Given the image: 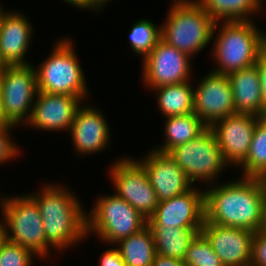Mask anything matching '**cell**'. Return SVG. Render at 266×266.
<instances>
[{"instance_id":"obj_9","label":"cell","mask_w":266,"mask_h":266,"mask_svg":"<svg viewBox=\"0 0 266 266\" xmlns=\"http://www.w3.org/2000/svg\"><path fill=\"white\" fill-rule=\"evenodd\" d=\"M115 160L107 171L114 192L148 220L159 201L144 166L128 155Z\"/></svg>"},{"instance_id":"obj_2","label":"cell","mask_w":266,"mask_h":266,"mask_svg":"<svg viewBox=\"0 0 266 266\" xmlns=\"http://www.w3.org/2000/svg\"><path fill=\"white\" fill-rule=\"evenodd\" d=\"M64 185L44 182L38 191L27 192L38 204L46 241L58 254L82 244L83 239L88 238L87 211L83 201L68 184Z\"/></svg>"},{"instance_id":"obj_3","label":"cell","mask_w":266,"mask_h":266,"mask_svg":"<svg viewBox=\"0 0 266 266\" xmlns=\"http://www.w3.org/2000/svg\"><path fill=\"white\" fill-rule=\"evenodd\" d=\"M261 29L254 20L215 22L210 49L215 64L210 70L229 75L254 66L266 47V30Z\"/></svg>"},{"instance_id":"obj_11","label":"cell","mask_w":266,"mask_h":266,"mask_svg":"<svg viewBox=\"0 0 266 266\" xmlns=\"http://www.w3.org/2000/svg\"><path fill=\"white\" fill-rule=\"evenodd\" d=\"M191 57L160 39L141 62L144 88L152 90L172 84L193 81ZM192 76V77H191Z\"/></svg>"},{"instance_id":"obj_26","label":"cell","mask_w":266,"mask_h":266,"mask_svg":"<svg viewBox=\"0 0 266 266\" xmlns=\"http://www.w3.org/2000/svg\"><path fill=\"white\" fill-rule=\"evenodd\" d=\"M266 168V116L259 117L246 160L237 168L242 177L257 178ZM242 170V171H241Z\"/></svg>"},{"instance_id":"obj_27","label":"cell","mask_w":266,"mask_h":266,"mask_svg":"<svg viewBox=\"0 0 266 266\" xmlns=\"http://www.w3.org/2000/svg\"><path fill=\"white\" fill-rule=\"evenodd\" d=\"M128 42L131 52L140 56L141 60L147 56L161 39V25L157 26L150 19H138L132 24Z\"/></svg>"},{"instance_id":"obj_15","label":"cell","mask_w":266,"mask_h":266,"mask_svg":"<svg viewBox=\"0 0 266 266\" xmlns=\"http://www.w3.org/2000/svg\"><path fill=\"white\" fill-rule=\"evenodd\" d=\"M86 103L81 97L51 94L38 91L34 100L30 120L25 127L47 131L69 133L77 110Z\"/></svg>"},{"instance_id":"obj_20","label":"cell","mask_w":266,"mask_h":266,"mask_svg":"<svg viewBox=\"0 0 266 266\" xmlns=\"http://www.w3.org/2000/svg\"><path fill=\"white\" fill-rule=\"evenodd\" d=\"M232 88L235 112L262 116V90L256 65L227 75Z\"/></svg>"},{"instance_id":"obj_30","label":"cell","mask_w":266,"mask_h":266,"mask_svg":"<svg viewBox=\"0 0 266 266\" xmlns=\"http://www.w3.org/2000/svg\"><path fill=\"white\" fill-rule=\"evenodd\" d=\"M17 128L19 127L13 124L0 126V166L22 155L20 153H22L23 149L21 148L23 147H19V144L11 136Z\"/></svg>"},{"instance_id":"obj_18","label":"cell","mask_w":266,"mask_h":266,"mask_svg":"<svg viewBox=\"0 0 266 266\" xmlns=\"http://www.w3.org/2000/svg\"><path fill=\"white\" fill-rule=\"evenodd\" d=\"M27 14L3 9L0 16V53L8 66L30 65L27 58L30 49L34 26L27 18ZM26 55V56H25Z\"/></svg>"},{"instance_id":"obj_7","label":"cell","mask_w":266,"mask_h":266,"mask_svg":"<svg viewBox=\"0 0 266 266\" xmlns=\"http://www.w3.org/2000/svg\"><path fill=\"white\" fill-rule=\"evenodd\" d=\"M99 195L87 216V236L99 238L109 246L147 226V219L115 192Z\"/></svg>"},{"instance_id":"obj_4","label":"cell","mask_w":266,"mask_h":266,"mask_svg":"<svg viewBox=\"0 0 266 266\" xmlns=\"http://www.w3.org/2000/svg\"><path fill=\"white\" fill-rule=\"evenodd\" d=\"M55 42L49 55L34 66L38 91L71 95L81 97L85 102L90 101L88 80L75 51V42L68 36Z\"/></svg>"},{"instance_id":"obj_40","label":"cell","mask_w":266,"mask_h":266,"mask_svg":"<svg viewBox=\"0 0 266 266\" xmlns=\"http://www.w3.org/2000/svg\"><path fill=\"white\" fill-rule=\"evenodd\" d=\"M8 65L7 63L3 60V57L0 53V78L2 76V74L4 73V71L7 69Z\"/></svg>"},{"instance_id":"obj_14","label":"cell","mask_w":266,"mask_h":266,"mask_svg":"<svg viewBox=\"0 0 266 266\" xmlns=\"http://www.w3.org/2000/svg\"><path fill=\"white\" fill-rule=\"evenodd\" d=\"M199 188L193 186L183 194L159 202L147 225L202 228L205 220L204 189Z\"/></svg>"},{"instance_id":"obj_31","label":"cell","mask_w":266,"mask_h":266,"mask_svg":"<svg viewBox=\"0 0 266 266\" xmlns=\"http://www.w3.org/2000/svg\"><path fill=\"white\" fill-rule=\"evenodd\" d=\"M250 266H266V228L254 232L251 242Z\"/></svg>"},{"instance_id":"obj_24","label":"cell","mask_w":266,"mask_h":266,"mask_svg":"<svg viewBox=\"0 0 266 266\" xmlns=\"http://www.w3.org/2000/svg\"><path fill=\"white\" fill-rule=\"evenodd\" d=\"M127 266H152L156 255L154 237L147 225L114 245Z\"/></svg>"},{"instance_id":"obj_42","label":"cell","mask_w":266,"mask_h":266,"mask_svg":"<svg viewBox=\"0 0 266 266\" xmlns=\"http://www.w3.org/2000/svg\"><path fill=\"white\" fill-rule=\"evenodd\" d=\"M3 6L2 5H0V16H1V13L3 12Z\"/></svg>"},{"instance_id":"obj_37","label":"cell","mask_w":266,"mask_h":266,"mask_svg":"<svg viewBox=\"0 0 266 266\" xmlns=\"http://www.w3.org/2000/svg\"><path fill=\"white\" fill-rule=\"evenodd\" d=\"M7 125H12V124L7 120V118L4 114L1 92H0V126H7Z\"/></svg>"},{"instance_id":"obj_34","label":"cell","mask_w":266,"mask_h":266,"mask_svg":"<svg viewBox=\"0 0 266 266\" xmlns=\"http://www.w3.org/2000/svg\"><path fill=\"white\" fill-rule=\"evenodd\" d=\"M152 266H187L184 261L156 253Z\"/></svg>"},{"instance_id":"obj_16","label":"cell","mask_w":266,"mask_h":266,"mask_svg":"<svg viewBox=\"0 0 266 266\" xmlns=\"http://www.w3.org/2000/svg\"><path fill=\"white\" fill-rule=\"evenodd\" d=\"M258 119L252 115L235 113L210 127L230 167L237 168L246 160Z\"/></svg>"},{"instance_id":"obj_32","label":"cell","mask_w":266,"mask_h":266,"mask_svg":"<svg viewBox=\"0 0 266 266\" xmlns=\"http://www.w3.org/2000/svg\"><path fill=\"white\" fill-rule=\"evenodd\" d=\"M255 65L259 73L262 90V116H266V47L259 53Z\"/></svg>"},{"instance_id":"obj_33","label":"cell","mask_w":266,"mask_h":266,"mask_svg":"<svg viewBox=\"0 0 266 266\" xmlns=\"http://www.w3.org/2000/svg\"><path fill=\"white\" fill-rule=\"evenodd\" d=\"M98 262V266H127L114 245H111L110 248L102 252Z\"/></svg>"},{"instance_id":"obj_38","label":"cell","mask_w":266,"mask_h":266,"mask_svg":"<svg viewBox=\"0 0 266 266\" xmlns=\"http://www.w3.org/2000/svg\"><path fill=\"white\" fill-rule=\"evenodd\" d=\"M6 241V229L3 217H0V247Z\"/></svg>"},{"instance_id":"obj_17","label":"cell","mask_w":266,"mask_h":266,"mask_svg":"<svg viewBox=\"0 0 266 266\" xmlns=\"http://www.w3.org/2000/svg\"><path fill=\"white\" fill-rule=\"evenodd\" d=\"M140 158L137 160L144 166L159 202L183 194L194 186L186 173L166 153L151 147Z\"/></svg>"},{"instance_id":"obj_8","label":"cell","mask_w":266,"mask_h":266,"mask_svg":"<svg viewBox=\"0 0 266 266\" xmlns=\"http://www.w3.org/2000/svg\"><path fill=\"white\" fill-rule=\"evenodd\" d=\"M166 154L186 173L194 186L199 182L205 186L215 184L219 182L221 173H226V168H230L210 127L194 140L173 147Z\"/></svg>"},{"instance_id":"obj_28","label":"cell","mask_w":266,"mask_h":266,"mask_svg":"<svg viewBox=\"0 0 266 266\" xmlns=\"http://www.w3.org/2000/svg\"><path fill=\"white\" fill-rule=\"evenodd\" d=\"M184 263L187 266H224L207 238L199 233L190 243Z\"/></svg>"},{"instance_id":"obj_36","label":"cell","mask_w":266,"mask_h":266,"mask_svg":"<svg viewBox=\"0 0 266 266\" xmlns=\"http://www.w3.org/2000/svg\"><path fill=\"white\" fill-rule=\"evenodd\" d=\"M112 0H93V6L98 11V14L104 11V7Z\"/></svg>"},{"instance_id":"obj_12","label":"cell","mask_w":266,"mask_h":266,"mask_svg":"<svg viewBox=\"0 0 266 266\" xmlns=\"http://www.w3.org/2000/svg\"><path fill=\"white\" fill-rule=\"evenodd\" d=\"M193 86L194 113L207 126L235 114L232 88L227 75L209 71Z\"/></svg>"},{"instance_id":"obj_29","label":"cell","mask_w":266,"mask_h":266,"mask_svg":"<svg viewBox=\"0 0 266 266\" xmlns=\"http://www.w3.org/2000/svg\"><path fill=\"white\" fill-rule=\"evenodd\" d=\"M37 258L30 249L8 240L0 247V266H33Z\"/></svg>"},{"instance_id":"obj_1","label":"cell","mask_w":266,"mask_h":266,"mask_svg":"<svg viewBox=\"0 0 266 266\" xmlns=\"http://www.w3.org/2000/svg\"><path fill=\"white\" fill-rule=\"evenodd\" d=\"M233 179L204 186V221L260 231L266 224V191L257 178Z\"/></svg>"},{"instance_id":"obj_21","label":"cell","mask_w":266,"mask_h":266,"mask_svg":"<svg viewBox=\"0 0 266 266\" xmlns=\"http://www.w3.org/2000/svg\"><path fill=\"white\" fill-rule=\"evenodd\" d=\"M164 122L163 143L152 148L160 153H167L173 147L194 140L207 128L194 112L181 116L168 117L165 118Z\"/></svg>"},{"instance_id":"obj_41","label":"cell","mask_w":266,"mask_h":266,"mask_svg":"<svg viewBox=\"0 0 266 266\" xmlns=\"http://www.w3.org/2000/svg\"><path fill=\"white\" fill-rule=\"evenodd\" d=\"M265 6H266V0H258V13L261 14L262 12H264L265 11L264 9H266Z\"/></svg>"},{"instance_id":"obj_22","label":"cell","mask_w":266,"mask_h":266,"mask_svg":"<svg viewBox=\"0 0 266 266\" xmlns=\"http://www.w3.org/2000/svg\"><path fill=\"white\" fill-rule=\"evenodd\" d=\"M152 231L156 253L184 261L190 243L201 228L162 227L148 225Z\"/></svg>"},{"instance_id":"obj_39","label":"cell","mask_w":266,"mask_h":266,"mask_svg":"<svg viewBox=\"0 0 266 266\" xmlns=\"http://www.w3.org/2000/svg\"><path fill=\"white\" fill-rule=\"evenodd\" d=\"M258 181L260 182L261 187L266 191V168L263 172L257 177Z\"/></svg>"},{"instance_id":"obj_6","label":"cell","mask_w":266,"mask_h":266,"mask_svg":"<svg viewBox=\"0 0 266 266\" xmlns=\"http://www.w3.org/2000/svg\"><path fill=\"white\" fill-rule=\"evenodd\" d=\"M0 214L6 229V240L33 251L47 262L56 250L46 241L42 216L36 201L28 194L0 195Z\"/></svg>"},{"instance_id":"obj_13","label":"cell","mask_w":266,"mask_h":266,"mask_svg":"<svg viewBox=\"0 0 266 266\" xmlns=\"http://www.w3.org/2000/svg\"><path fill=\"white\" fill-rule=\"evenodd\" d=\"M105 114L99 107L83 104L76 112L68 135L70 136L74 153L83 155L100 154L109 149L111 129Z\"/></svg>"},{"instance_id":"obj_10","label":"cell","mask_w":266,"mask_h":266,"mask_svg":"<svg viewBox=\"0 0 266 266\" xmlns=\"http://www.w3.org/2000/svg\"><path fill=\"white\" fill-rule=\"evenodd\" d=\"M0 92L7 120L20 128L24 127L30 120L38 93L33 63L8 66L0 78Z\"/></svg>"},{"instance_id":"obj_5","label":"cell","mask_w":266,"mask_h":266,"mask_svg":"<svg viewBox=\"0 0 266 266\" xmlns=\"http://www.w3.org/2000/svg\"><path fill=\"white\" fill-rule=\"evenodd\" d=\"M165 17L161 39L168 45L191 58L211 45L215 21L195 0H172Z\"/></svg>"},{"instance_id":"obj_25","label":"cell","mask_w":266,"mask_h":266,"mask_svg":"<svg viewBox=\"0 0 266 266\" xmlns=\"http://www.w3.org/2000/svg\"><path fill=\"white\" fill-rule=\"evenodd\" d=\"M215 21L253 20L258 13V0H195ZM258 14V15H257ZM254 16V18H253Z\"/></svg>"},{"instance_id":"obj_19","label":"cell","mask_w":266,"mask_h":266,"mask_svg":"<svg viewBox=\"0 0 266 266\" xmlns=\"http://www.w3.org/2000/svg\"><path fill=\"white\" fill-rule=\"evenodd\" d=\"M201 233L224 266H250L253 231L204 221Z\"/></svg>"},{"instance_id":"obj_23","label":"cell","mask_w":266,"mask_h":266,"mask_svg":"<svg viewBox=\"0 0 266 266\" xmlns=\"http://www.w3.org/2000/svg\"><path fill=\"white\" fill-rule=\"evenodd\" d=\"M192 81L153 88L157 111L165 118L194 112V91Z\"/></svg>"},{"instance_id":"obj_35","label":"cell","mask_w":266,"mask_h":266,"mask_svg":"<svg viewBox=\"0 0 266 266\" xmlns=\"http://www.w3.org/2000/svg\"><path fill=\"white\" fill-rule=\"evenodd\" d=\"M65 4L76 7L75 9L98 12L93 6V0H62Z\"/></svg>"}]
</instances>
